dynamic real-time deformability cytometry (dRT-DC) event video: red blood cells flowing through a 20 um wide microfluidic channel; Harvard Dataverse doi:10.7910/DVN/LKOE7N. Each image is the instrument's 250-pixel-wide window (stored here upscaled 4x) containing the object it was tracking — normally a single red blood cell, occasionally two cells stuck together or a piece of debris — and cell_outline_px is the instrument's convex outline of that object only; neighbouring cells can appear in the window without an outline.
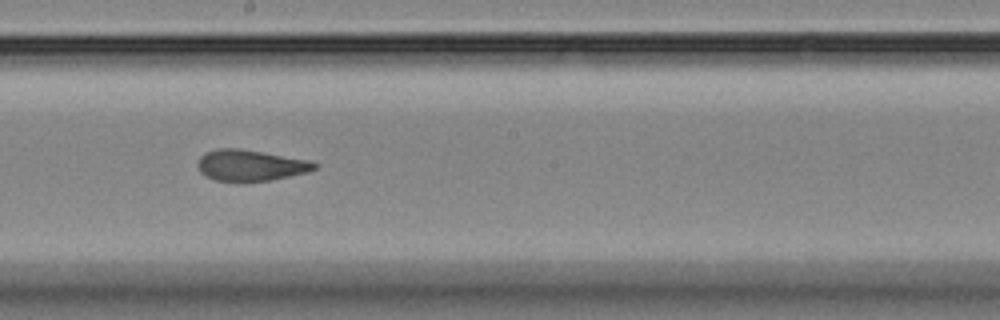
{"species": "Egyptian fruit bat (a non-hibernating species)", "species_latin": "Rousettus aegyptiacus", "temperature_condition": "room temperature", "stored_images_in_passage": 10, "camera_frame_rate_fps": 3000, "um_per_image_px": 0.085, "animal": {"sex": "female"}, "frame": {"image": 1, "passage_image": 7, "time_ms": 7.0, "image_size_px": [1000, 320], "cell_outline_px": [[320, 164], [316, 168], [308, 172], [272, 180], [216, 180], [200, 172], [196, 164], [200, 156], [204, 152], [216, 148], [240, 148], [308, 160]], "centroid_in_image_um": [21.28, 14.03], "position_along_channel_um": 226.9, "area_um2": 20.98}}